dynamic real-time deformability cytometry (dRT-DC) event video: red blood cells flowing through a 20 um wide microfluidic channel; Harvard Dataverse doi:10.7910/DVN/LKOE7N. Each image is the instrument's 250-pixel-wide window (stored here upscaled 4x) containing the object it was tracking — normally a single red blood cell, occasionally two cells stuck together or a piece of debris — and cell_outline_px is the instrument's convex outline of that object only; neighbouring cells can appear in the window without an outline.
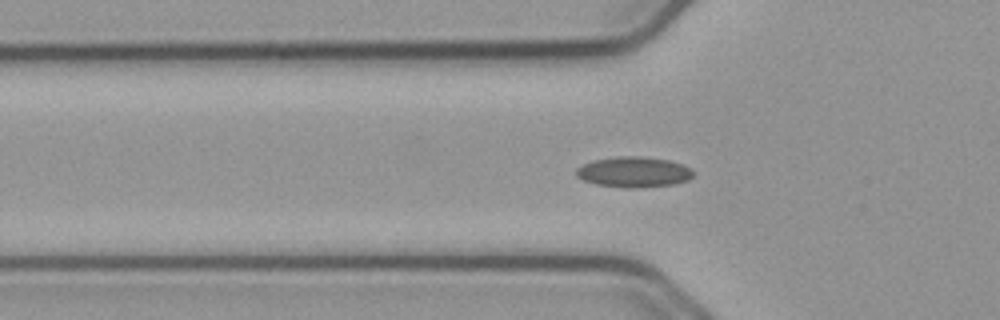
{"species": "common noctule bat (a hibernating species)", "species_latin": "Nyctalus noctula", "temperature_condition": "cold", "stored_images_in_passage": 43, "camera_frame_rate_fps": 3000, "um_per_image_px": 0.085, "animal": {"sex": "male", "body_mass_g": 23.1, "forearm_length_mm": 52.7}, "frame": {"image": 1, "passage_image": 5, "time_ms": 1.333, "image_size_px": [1000, 320], "cell_outline_px": [[696, 172], [688, 180], [672, 184], [636, 188], [624, 188], [596, 184], [584, 180], [576, 176], [576, 168], [592, 160], [616, 156], [640, 156], [668, 160], [692, 168]], "centroid_in_image_um": [53.86, 14.62], "position_along_channel_um": 71.9, "area_um2": 20.87}}
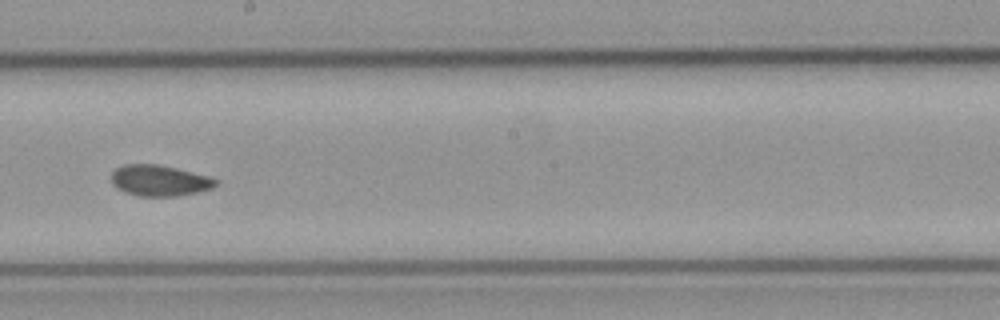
{"frame": {"image": 2, "passage_image": 18, "time_ms": 5.667, "image_size_px": [1000, 320], "cell_outline_px": [[216, 184], [212, 188], [196, 192], [176, 196], [140, 196], [124, 192], [116, 188], [112, 184], [112, 172], [116, 168], [124, 164], [156, 164], [176, 168], [208, 176], [216, 180]], "centroid_in_image_um": [13.5, 15.34], "position_along_channel_um": 234.7, "area_um2": 18.67}}
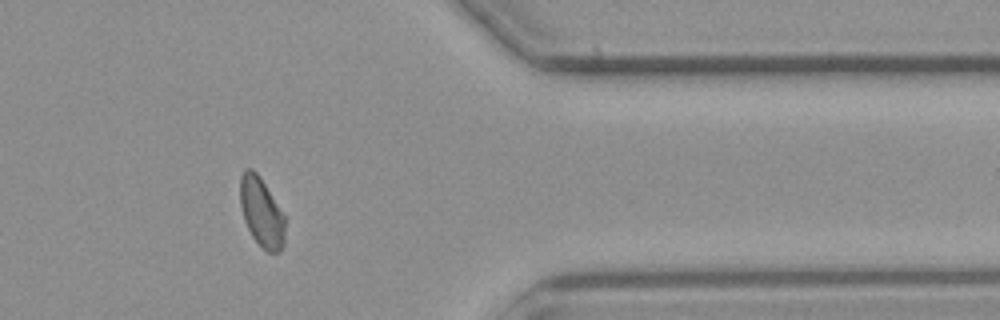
{"frame": {"image": 3, "passage_image": 32, "time_ms": 10.333, "image_size_px": [1000, 320], "cell_outline_px": [[284, 244], [280, 252], [268, 252], [252, 236], [244, 220], [240, 204], [240, 176], [244, 168], [252, 168], [260, 176], [284, 216]], "centroid_in_image_um": [22.2, 18.01], "position_along_channel_um": 389.2, "area_um2": 17.92}, "authors_computed_cell_mechanics": {"area_um2": 18.9006, "velocity_mm_per_s": 3.7315, "shape_relaxation_time_tau1_ms": null, "shape_relaxation_time_tau2_ms": 2.7378, "deformation_change_tau1": null, "deformation_change_tau2": 0.0479}}